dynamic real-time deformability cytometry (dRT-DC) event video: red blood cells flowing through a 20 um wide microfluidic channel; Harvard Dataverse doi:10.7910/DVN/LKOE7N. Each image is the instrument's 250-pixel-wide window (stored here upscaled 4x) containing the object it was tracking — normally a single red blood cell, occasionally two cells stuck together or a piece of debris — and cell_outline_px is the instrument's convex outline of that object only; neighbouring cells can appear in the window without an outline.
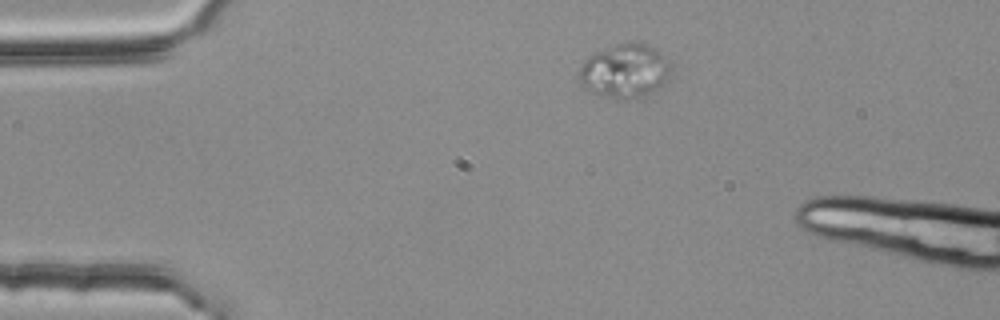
{"species": "common noctule bat (a hibernating species)", "species_latin": "Nyctalus noctula", "temperature_condition": "room temperature", "stored_images_in_passage": 2, "camera_frame_rate_fps": 3000, "um_per_image_px": 0.085, "animal": {"sex": "female", "body_mass_g": 25.1}, "frame": {"image": 1, "passage_image": 1, "time_ms": 0.0, "image_size_px": [1000, 320], "cell_outline_px": [[672, 72], [668, 80], [664, 84], [652, 92], [644, 96], [624, 100], [608, 96], [584, 88], [580, 84], [576, 76], [584, 60], [588, 56], [596, 52], [616, 44], [632, 40], [644, 40], [656, 48], [672, 60]], "centroid_in_image_um": [53.18, 5.97], "position_along_channel_um": 31.8, "area_um2": 29.82}}